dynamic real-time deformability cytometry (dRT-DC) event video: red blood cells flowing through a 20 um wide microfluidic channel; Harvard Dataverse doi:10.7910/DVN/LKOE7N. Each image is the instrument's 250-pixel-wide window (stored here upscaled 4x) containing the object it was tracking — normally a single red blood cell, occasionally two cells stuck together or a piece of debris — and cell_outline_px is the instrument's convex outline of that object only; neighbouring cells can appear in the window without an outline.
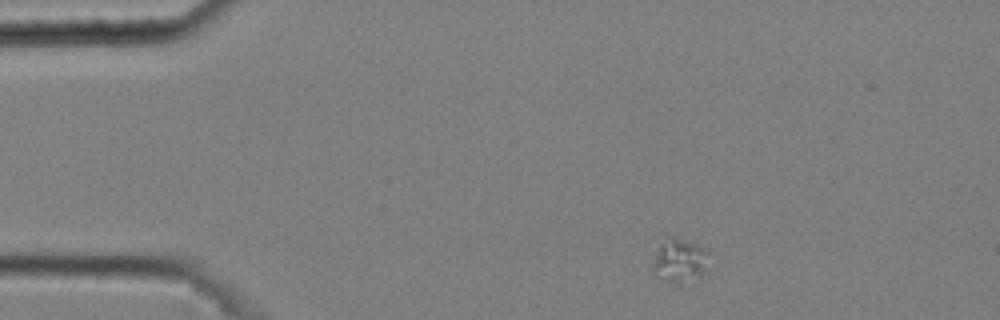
{"species": "common noctule bat (a hibernating species)", "species_latin": "Nyctalus noctula", "temperature_condition": "cold", "stored_images_in_passage": 8, "camera_frame_rate_fps": 3000, "um_per_image_px": 0.085, "animal": {"sex": "male", "body_mass_g": 20.4}, "frame": {"image": 1, "passage_image": 1, "time_ms": 0.0, "image_size_px": [1000, 320], "cell_outline_px": [[708, 252], [700, 276], [680, 284], [676, 284], [652, 272], [652, 264], [656, 252], [660, 244], [668, 236], [672, 236], [696, 244], [704, 248]], "centroid_in_image_um": [57.71, 22.12], "position_along_channel_um": 27.3, "area_um2": 13.76}}
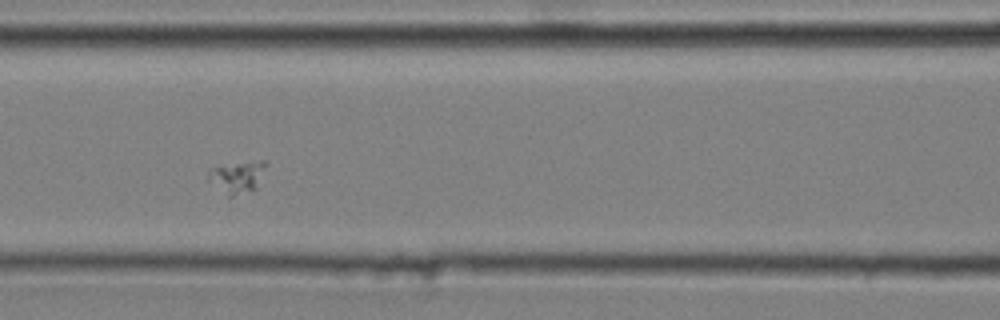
{"frame": {"image": 2, "passage_image": 5, "time_ms": 1.333, "image_size_px": [1000, 320], "cell_outline_px": [[268, 164], [256, 188], [232, 196], [228, 196], [208, 180], [208, 172], [212, 168], [260, 160], [268, 160]], "centroid_in_image_um": [20.22, 15.03], "position_along_channel_um": 146.4, "area_um2": 10.35}}
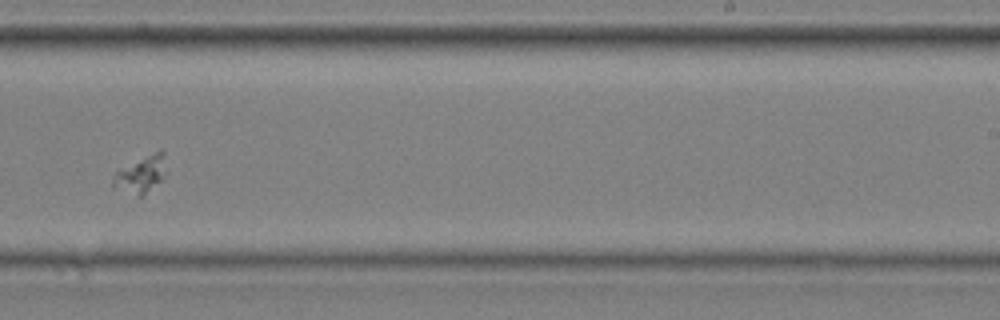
{"frame": {"image": 3, "passage_image": 8, "time_ms": 2.333, "image_size_px": [1000, 320], "cell_outline_px": [[164, 180], [144, 196], [140, 196], [112, 184], [112, 176], [120, 168], [160, 148], [164, 152]], "centroid_in_image_um": [12.04, 14.79], "position_along_channel_um": 277.0, "area_um2": 11.33}}